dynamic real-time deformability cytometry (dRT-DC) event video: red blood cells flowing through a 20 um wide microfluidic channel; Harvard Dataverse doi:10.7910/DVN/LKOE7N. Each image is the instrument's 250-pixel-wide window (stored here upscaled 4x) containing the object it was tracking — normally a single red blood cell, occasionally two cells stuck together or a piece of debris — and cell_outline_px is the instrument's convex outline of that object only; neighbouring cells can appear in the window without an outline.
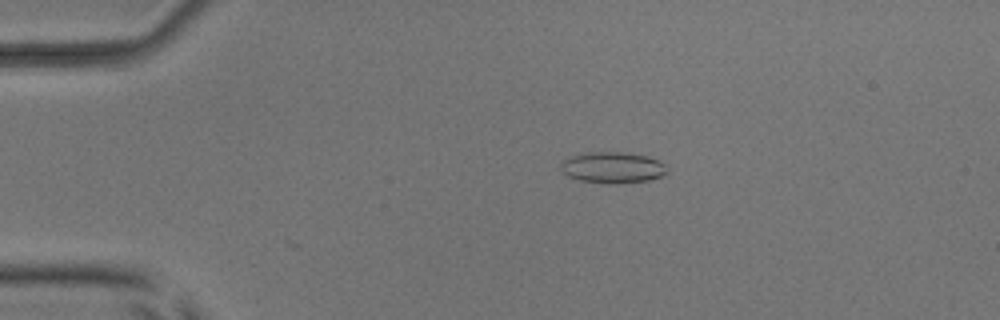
{"species": "common noctule bat (a hibernating species)", "species_latin": "Nyctalus noctula", "temperature_condition": "room temperature", "stored_images_in_passage": 46, "camera_frame_rate_fps": 3000, "um_per_image_px": 0.085, "animal": {"sex": "male", "body_mass_g": 17.9, "forearm_length_mm": 54.2}, "frame": {"image": 1, "passage_image": 11, "time_ms": 3.333, "image_size_px": [1000, 320], "cell_outline_px": [[668, 172], [660, 176], [648, 180], [616, 184], [580, 180], [568, 176], [560, 168], [560, 164], [568, 156], [588, 152], [624, 152], [648, 156], [664, 164]], "centroid_in_image_um": [52.05, 14.23], "position_along_channel_um": 33.0, "area_um2": 19.19}}
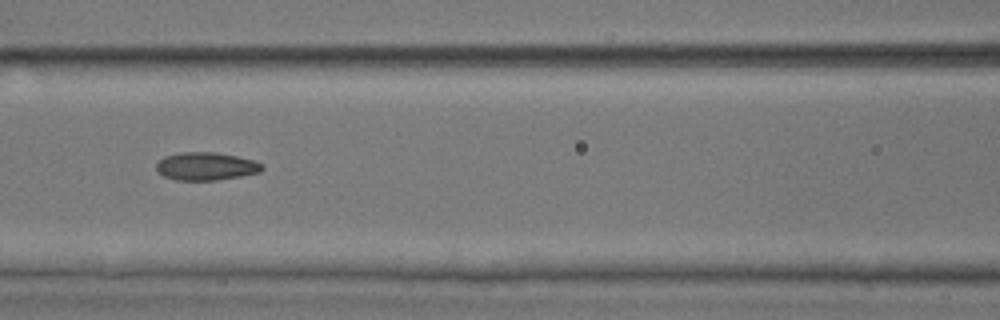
{"frame": {"image": 2, "passage_image": 24, "time_ms": 7.667, "image_size_px": [1000, 320], "cell_outline_px": [[264, 168], [260, 172], [240, 176], [216, 180], [176, 180], [164, 176], [156, 168], [156, 164], [164, 156], [180, 152], [216, 152], [236, 156], [252, 160], [260, 164]], "centroid_in_image_um": [17.49, 14.13], "position_along_channel_um": 149.1, "area_um2": 17.05}}
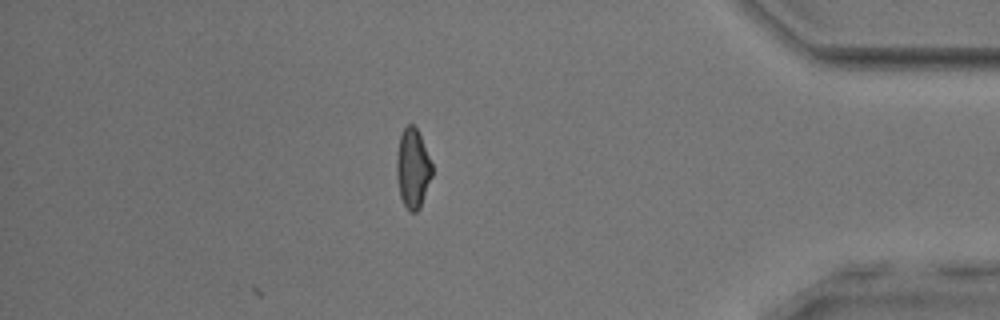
{"frame": {"image": 3, "passage_image": 46, "time_ms": 15.0, "image_size_px": [1000, 320], "cell_outline_px": [[432, 176], [420, 208], [416, 212], [408, 212], [400, 196], [396, 176], [396, 156], [400, 136], [404, 128], [408, 124], [412, 124], [416, 128], [420, 136], [432, 164]], "centroid_in_image_um": [35.07, 14.34], "position_along_channel_um": 400.1, "area_um2": 16.42}, "authors_computed_cell_mechanics": {"area_um2": 17.3689, "velocity_mm_per_s": 3.9019, "shape_relaxation_time_tau1_ms": null, "shape_relaxation_time_tau2_ms": 3.3551, "deformation_change_tau1": null, "deformation_change_tau2": 0.1007}}